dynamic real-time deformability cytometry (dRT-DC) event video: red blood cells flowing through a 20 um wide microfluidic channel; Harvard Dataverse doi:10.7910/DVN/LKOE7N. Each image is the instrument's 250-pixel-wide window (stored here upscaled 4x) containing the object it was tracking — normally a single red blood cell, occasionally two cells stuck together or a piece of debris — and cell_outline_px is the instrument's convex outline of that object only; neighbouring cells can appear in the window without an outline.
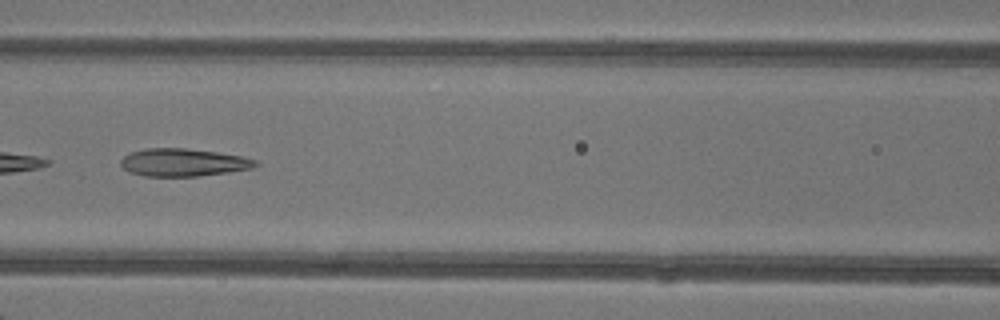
{"species": "common noctule bat (a hibernating species)", "species_latin": "Nyctalus noctula", "temperature_condition": "warm", "stored_images_in_passage": 6, "camera_frame_rate_fps": 3000, "um_per_image_px": 0.085, "animal": {"sex": "female"}, "frame": {"image": 1, "passage_image": 6, "time_ms": 6.333, "image_size_px": [1000, 320], "cell_outline_px": [[260, 164], [252, 168], [228, 172], [196, 176], [144, 176], [132, 172], [124, 168], [120, 164], [120, 160], [124, 156], [132, 152], [144, 148], [184, 148], [216, 152], [240, 156], [256, 160]], "centroid_in_image_um": [15.57, 13.8], "position_along_channel_um": 151.0, "area_um2": 21.56}}